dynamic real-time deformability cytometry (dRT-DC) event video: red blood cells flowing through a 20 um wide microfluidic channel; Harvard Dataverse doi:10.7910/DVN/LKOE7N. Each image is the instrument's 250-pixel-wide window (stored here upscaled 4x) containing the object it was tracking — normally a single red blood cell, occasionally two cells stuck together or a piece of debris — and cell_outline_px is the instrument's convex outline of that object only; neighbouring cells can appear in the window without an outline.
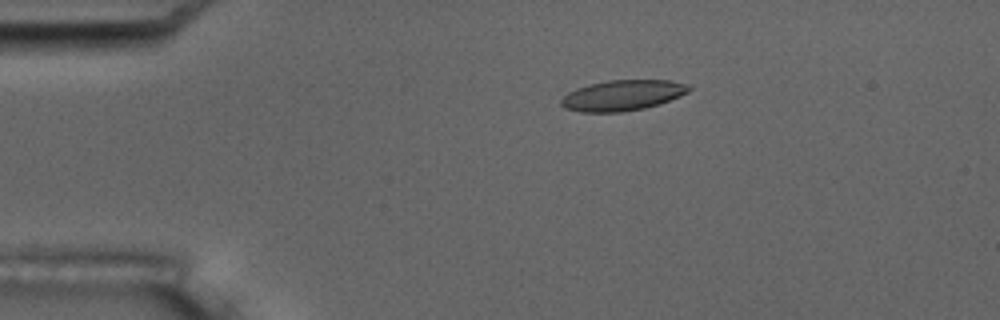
{"species": "common noctule bat (a hibernating species)", "species_latin": "Nyctalus noctula", "temperature_condition": "room temperature", "stored_images_in_passage": 6, "camera_frame_rate_fps": 3000, "um_per_image_px": 0.085, "animal": {"sex": "male", "body_mass_g": 17.5, "forearm_length_mm": 52.3}, "frame": {"image": 1, "passage_image": 4, "time_ms": 3.667, "image_size_px": [1000, 320], "cell_outline_px": [[692, 88], [688, 92], [680, 96], [660, 104], [644, 108], [620, 112], [580, 112], [564, 108], [560, 104], [560, 100], [568, 92], [576, 88], [588, 84], [608, 80], [668, 80], [688, 84]], "centroid_in_image_um": [52.9, 8.1], "position_along_channel_um": 32.1, "area_um2": 22.89}}